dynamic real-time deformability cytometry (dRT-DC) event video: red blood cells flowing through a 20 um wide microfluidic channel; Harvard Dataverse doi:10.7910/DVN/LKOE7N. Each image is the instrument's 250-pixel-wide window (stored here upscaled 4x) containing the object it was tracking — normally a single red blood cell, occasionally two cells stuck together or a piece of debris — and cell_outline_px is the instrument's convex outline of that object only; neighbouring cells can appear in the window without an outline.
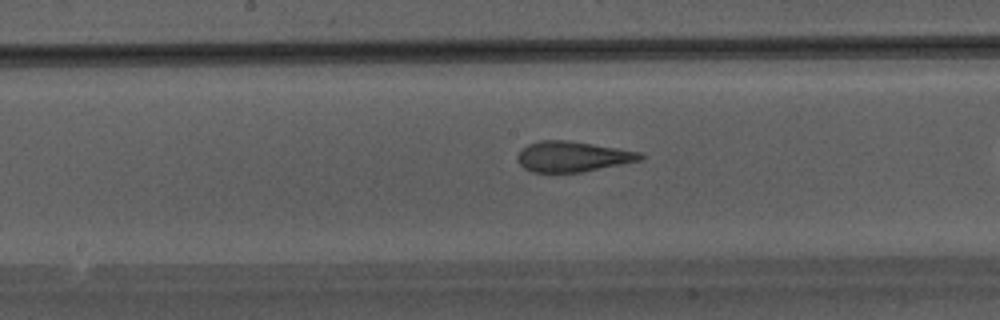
{"species": "Egyptian fruit bat (a non-hibernating species)", "species_latin": "Rousettus aegyptiacus", "temperature_condition": "warm", "stored_images_in_passage": 28, "camera_frame_rate_fps": 3000, "um_per_image_px": 0.085, "animal": {"sex": "male"}, "frame": {"image": 1, "passage_image": 16, "time_ms": 5.0, "image_size_px": [1000, 320], "cell_outline_px": [[644, 160], [580, 172], [532, 172], [524, 168], [516, 160], [516, 156], [528, 144], [540, 140], [568, 140], [640, 152], [644, 156]], "centroid_in_image_um": [48.66, 13.31], "position_along_channel_um": 199.5, "area_um2": 21.68}}